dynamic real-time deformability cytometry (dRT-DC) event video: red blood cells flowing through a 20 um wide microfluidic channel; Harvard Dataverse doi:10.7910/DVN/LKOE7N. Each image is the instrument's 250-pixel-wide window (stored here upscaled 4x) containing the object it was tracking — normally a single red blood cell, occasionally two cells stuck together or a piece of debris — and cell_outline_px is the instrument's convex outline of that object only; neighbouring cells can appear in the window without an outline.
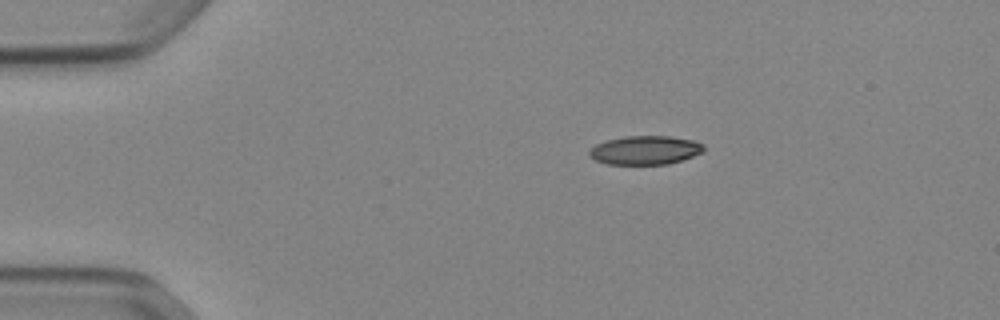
{"species": "Egyptian fruit bat (a non-hibernating species)", "species_latin": "Rousettus aegyptiacus", "temperature_condition": "cold", "stored_images_in_passage": 43, "camera_frame_rate_fps": 3000, "um_per_image_px": 0.085, "animal": {"sex": "female"}, "frame": {"image": 1, "passage_image": 1, "time_ms": 0.0, "image_size_px": [1000, 320], "cell_outline_px": [[704, 152], [668, 164], [608, 164], [596, 160], [588, 156], [588, 152], [596, 144], [608, 140], [624, 136], [668, 136], [692, 140], [704, 144]], "centroid_in_image_um": [54.83, 12.76], "position_along_channel_um": 30.2, "area_um2": 19.07}}
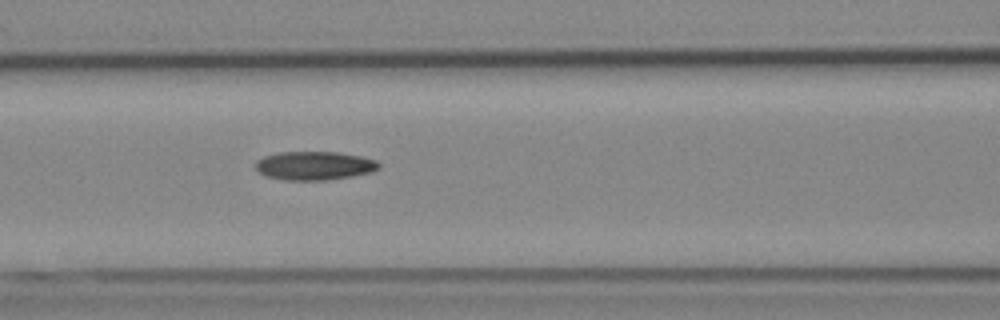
{"frame": {"image": 2, "passage_image": 14, "time_ms": 4.333, "image_size_px": [1000, 320], "cell_outline_px": [[380, 168], [372, 172], [352, 176], [328, 180], [284, 180], [264, 176], [256, 168], [256, 160], [264, 156], [280, 152], [336, 152], [360, 156], [376, 160], [380, 164]], "centroid_in_image_um": [26.73, 14.09], "position_along_channel_um": 139.9, "area_um2": 20.63}}
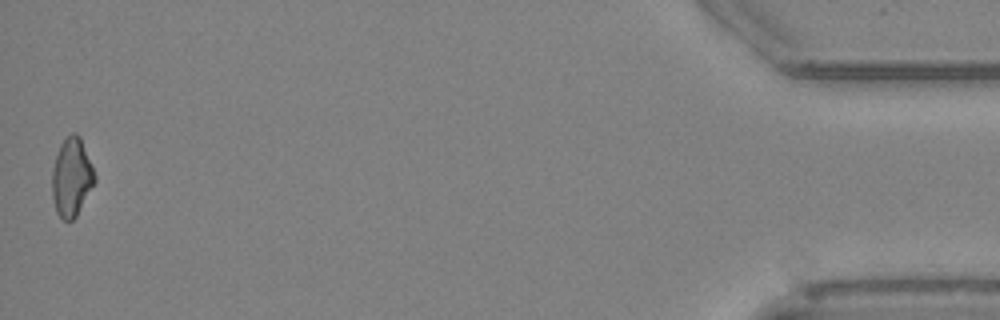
{"frame": {"image": 3, "passage_image": 43, "time_ms": 14.0, "image_size_px": [1000, 320], "cell_outline_px": [[96, 180], [76, 216], [72, 220], [64, 220], [56, 212], [52, 196], [52, 172], [56, 156], [60, 144], [72, 132], [76, 132], [80, 136], [92, 164], [96, 176]], "centroid_in_image_um": [6.09, 15.05], "position_along_channel_um": 429.1, "area_um2": 19.36}, "authors_computed_cell_mechanics": {"area_um2": 19.7676, "velocity_mm_per_s": 3.9057, "shape_relaxation_time_tau1_ms": null, "shape_relaxation_time_tau2_ms": 9.813, "deformation_change_tau1": null, "deformation_change_tau2": 0.202}}